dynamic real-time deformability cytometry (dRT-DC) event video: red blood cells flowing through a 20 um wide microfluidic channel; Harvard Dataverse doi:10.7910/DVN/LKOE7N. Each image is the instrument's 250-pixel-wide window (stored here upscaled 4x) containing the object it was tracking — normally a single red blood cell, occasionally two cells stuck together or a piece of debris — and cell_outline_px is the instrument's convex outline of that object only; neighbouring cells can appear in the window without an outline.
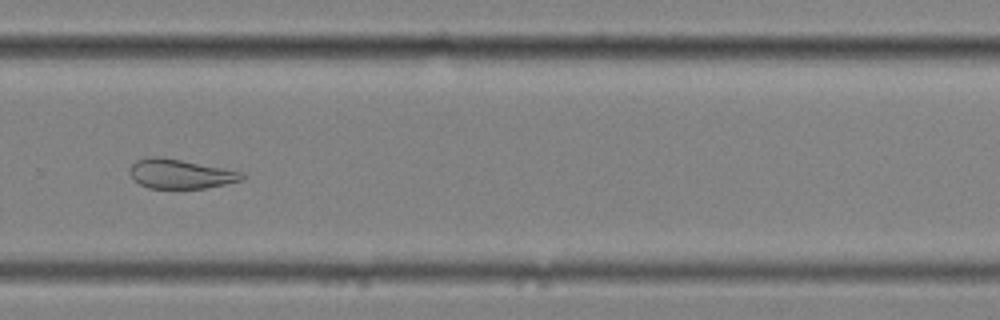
{"species": "common noctule bat (a hibernating species)", "species_latin": "Nyctalus noctula", "temperature_condition": "cold", "stored_images_in_passage": 13, "camera_frame_rate_fps": 3000, "um_per_image_px": 0.085, "animal": {"sex": "female", "body_mass_g": 25.1}, "frame": {"image": 1, "passage_image": 10, "time_ms": 3.0, "image_size_px": [1000, 320], "cell_outline_px": [[244, 176], [240, 180], [208, 188], [148, 188], [132, 180], [128, 172], [128, 168], [136, 160], [152, 156], [160, 156], [244, 172]], "centroid_in_image_um": [15.26, 14.78], "position_along_channel_um": 314.5, "area_um2": 19.25}}